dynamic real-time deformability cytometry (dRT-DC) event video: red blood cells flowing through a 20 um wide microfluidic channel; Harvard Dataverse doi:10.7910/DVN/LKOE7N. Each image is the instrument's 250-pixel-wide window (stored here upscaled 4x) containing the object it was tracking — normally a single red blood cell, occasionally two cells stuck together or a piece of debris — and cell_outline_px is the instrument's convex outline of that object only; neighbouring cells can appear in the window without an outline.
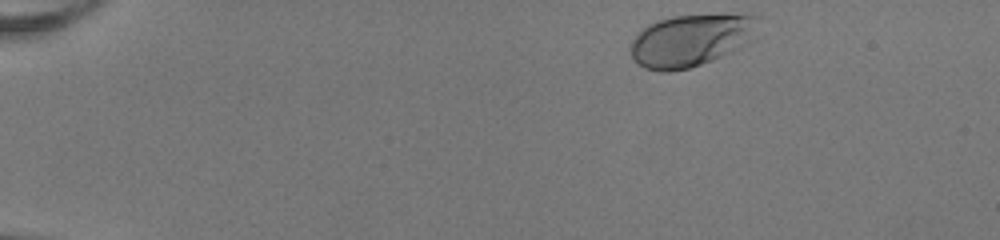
{"species": "human", "species_latin": "Homo sapiens", "temperature_condition": "room temperature", "stored_images_in_passage": 45, "camera_frame_rate_fps": 3000, "um_per_image_px": 0.085, "donor": {"sex": "female"}, "frame": {"image": 1, "passage_image": 1, "time_ms": 0.0, "image_size_px": [1000, 240], "cell_outline_px": [[756, 16], [752, 40], [740, 48], [732, 52], [712, 60], [688, 68], [668, 72], [664, 72], [644, 68], [632, 56], [628, 48], [628, 44], [648, 24], [656, 20], [672, 16]], "centroid_in_image_um": [58.63, 3.46], "position_along_channel_um": 26.4, "area_um2": 37.92}}
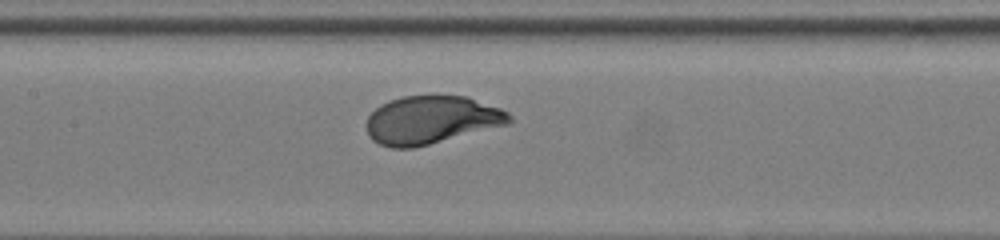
{"frame": {"image": 2, "passage_image": 20, "time_ms": 6.333, "image_size_px": [1000, 240], "cell_outline_px": [[512, 120], [508, 124], [412, 148], [392, 148], [380, 144], [372, 140], [368, 136], [368, 116], [380, 104], [404, 96], [432, 92], [468, 96], [500, 108], [508, 112], [512, 116]], "centroid_in_image_um": [36.68, 10.14], "position_along_channel_um": 170.7, "area_um2": 40.52}}
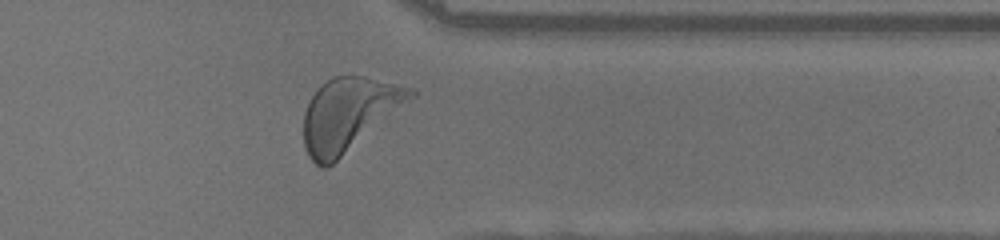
{"frame": {"image": 3, "passage_image": 36, "time_ms": 11.667, "image_size_px": [1000, 240], "cell_outline_px": [[416, 96], [328, 168], [320, 168], [308, 156], [304, 144], [304, 112], [308, 100], [332, 76], [364, 76], [416, 88]], "centroid_in_image_um": [29.65, 9.72], "position_along_channel_um": 381.7, "area_um2": 45.32}, "authors_computed_cell_mechanics": {"area_um2": 39.8242, "velocity_mm_per_s": 4.0029, "shape_relaxation_time_tau1_ms": 1.7589, "shape_relaxation_time_tau2_ms": null, "deformation_change_tau1": 0.1422, "deformation_change_tau2": null}}